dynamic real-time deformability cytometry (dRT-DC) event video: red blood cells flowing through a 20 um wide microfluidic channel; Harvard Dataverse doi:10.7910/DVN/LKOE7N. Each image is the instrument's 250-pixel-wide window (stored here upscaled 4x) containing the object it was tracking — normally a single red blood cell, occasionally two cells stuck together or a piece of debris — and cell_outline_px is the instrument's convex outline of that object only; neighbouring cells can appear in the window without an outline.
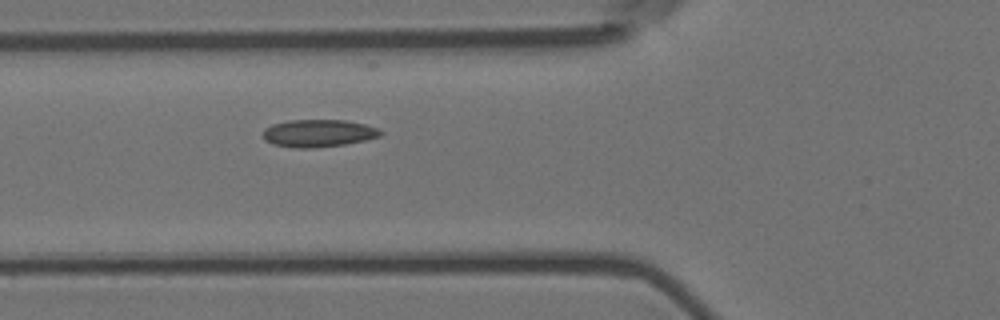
{"species": "Egyptian fruit bat (a non-hibernating species)", "species_latin": "Rousettus aegyptiacus", "temperature_condition": "room temperature", "stored_images_in_passage": 6, "camera_frame_rate_fps": 3000, "um_per_image_px": 0.085, "animal": {"sex": "female"}, "frame": {"image": 1, "passage_image": 6, "time_ms": 1.667, "image_size_px": [1000, 320], "cell_outline_px": [[384, 132], [380, 136], [364, 140], [344, 144], [312, 148], [296, 148], [272, 144], [264, 140], [264, 128], [272, 124], [288, 120], [344, 120], [364, 124], [376, 128]], "centroid_in_image_um": [27.03, 11.32], "position_along_channel_um": 98.8, "area_um2": 18.73}}